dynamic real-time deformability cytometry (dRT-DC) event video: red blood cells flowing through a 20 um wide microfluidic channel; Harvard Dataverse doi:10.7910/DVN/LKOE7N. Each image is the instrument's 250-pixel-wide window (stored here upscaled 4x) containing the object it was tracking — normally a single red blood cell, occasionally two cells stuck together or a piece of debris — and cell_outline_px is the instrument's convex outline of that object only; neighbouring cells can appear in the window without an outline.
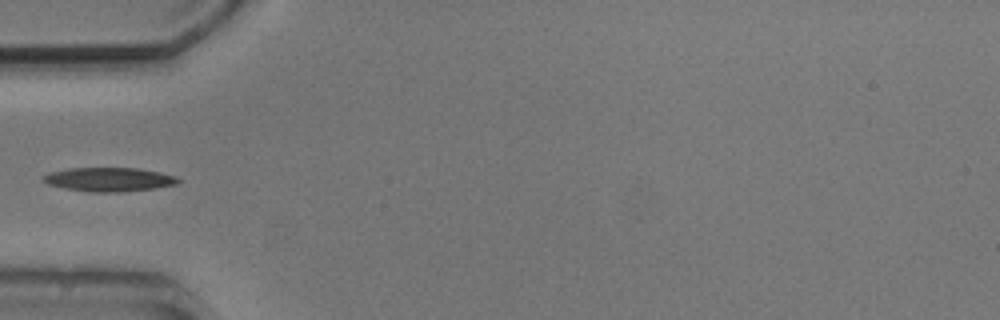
{"species": "common noctule bat (a hibernating species)", "species_latin": "Nyctalus noctula", "temperature_condition": "cold", "stored_images_in_passage": 1, "camera_frame_rate_fps": 3000, "um_per_image_px": 0.085, "animal": {"sex": "male", "body_mass_g": 20.5, "forearm_length_mm": 52.5}, "frame": {"image": 1, "passage_image": 1, "time_ms": 0.0, "image_size_px": [1000, 320], "cell_outline_px": [[180, 180], [176, 184], [156, 188], [120, 192], [88, 192], [64, 188], [48, 184], [44, 180], [44, 176], [48, 172], [68, 168], [140, 168], [160, 172], [176, 176]], "centroid_in_image_um": [9.28, 15.25], "position_along_channel_um": 75.7, "area_um2": 18.84}}